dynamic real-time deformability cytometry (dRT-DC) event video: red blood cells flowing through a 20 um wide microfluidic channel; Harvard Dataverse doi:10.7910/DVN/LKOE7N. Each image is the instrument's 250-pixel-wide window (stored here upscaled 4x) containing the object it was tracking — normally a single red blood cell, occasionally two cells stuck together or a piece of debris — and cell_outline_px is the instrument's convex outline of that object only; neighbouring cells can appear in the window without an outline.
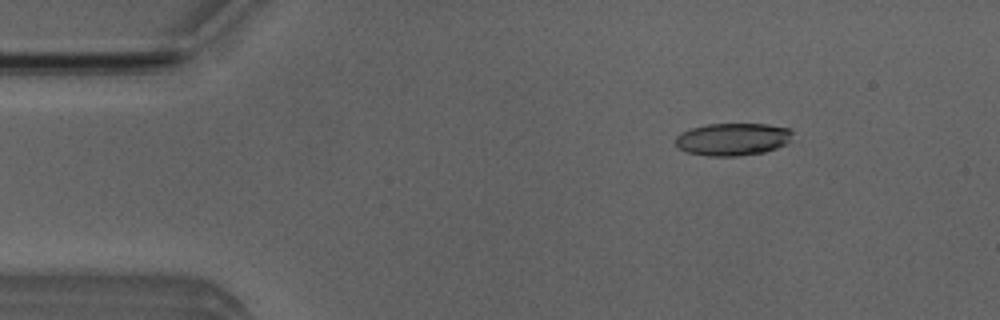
{"species": "Egyptian fruit bat (a non-hibernating species)", "species_latin": "Rousettus aegyptiacus", "temperature_condition": "room temperature", "stored_images_in_passage": 52, "camera_frame_rate_fps": 3000, "um_per_image_px": 0.085, "animal": {"sex": "male"}, "frame": {"image": 1, "passage_image": 7, "time_ms": 2.0, "image_size_px": [1000, 320], "cell_outline_px": [[792, 140], [788, 144], [764, 152], [736, 156], [708, 156], [688, 152], [680, 148], [676, 144], [676, 136], [680, 132], [692, 128], [708, 124], [768, 124], [788, 128], [792, 132]], "centroid_in_image_um": [62.31, 11.83], "position_along_channel_um": 22.7, "area_um2": 22.2}}
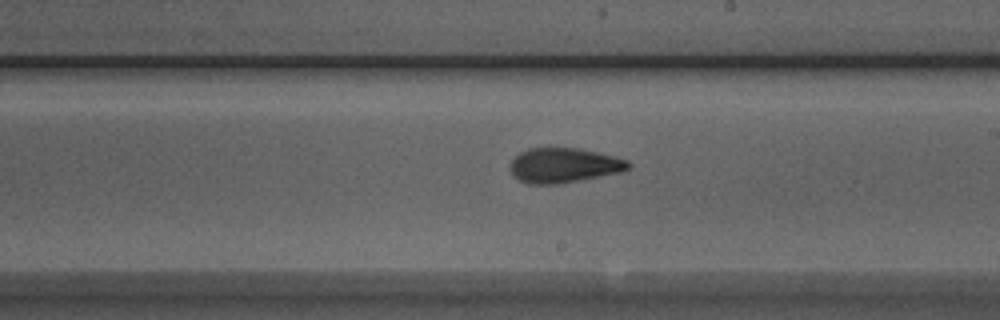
{"frame": {"image": 2, "passage_image": 29, "time_ms": 9.333, "image_size_px": [1000, 320], "cell_outline_px": [[632, 164], [628, 168], [620, 172], [556, 184], [528, 184], [512, 176], [508, 168], [512, 160], [520, 152], [528, 148], [580, 148], [616, 156], [628, 160]], "centroid_in_image_um": [47.9, 14.04], "position_along_channel_um": 241.1, "area_um2": 23.99}}
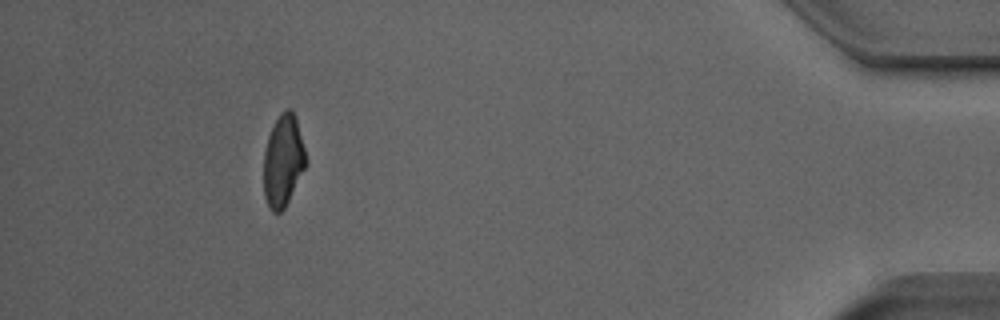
{"frame": {"image": 3, "passage_image": 47, "time_ms": 15.333, "image_size_px": [1000, 320], "cell_outline_px": [[308, 160], [284, 208], [280, 212], [272, 212], [268, 208], [264, 196], [264, 152], [268, 136], [280, 112], [284, 108], [292, 108], [296, 120]], "centroid_in_image_um": [24.05, 13.65], "position_along_channel_um": 411.1, "area_um2": 22.37}, "authors_computed_cell_mechanics": {"area_um2": 23.3801, "velocity_mm_per_s": 3.9419, "shape_relaxation_time_tau1_ms": 6.3433, "shape_relaxation_time_tau2_ms": 1.0955, "deformation_change_tau1": 0.2148, "deformation_change_tau2": 0.0772}}